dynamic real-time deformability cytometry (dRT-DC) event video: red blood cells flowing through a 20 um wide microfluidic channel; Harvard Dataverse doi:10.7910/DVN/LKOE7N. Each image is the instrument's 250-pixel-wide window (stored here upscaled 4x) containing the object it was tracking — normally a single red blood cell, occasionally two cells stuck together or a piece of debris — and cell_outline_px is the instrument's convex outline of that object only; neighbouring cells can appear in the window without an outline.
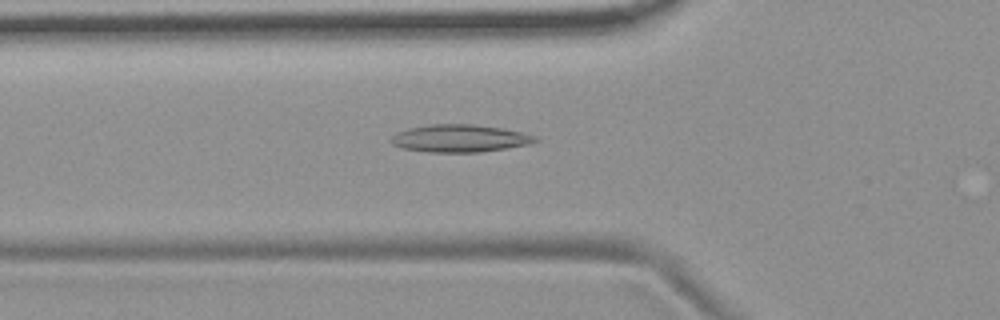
{"species": "common noctule bat (a hibernating species)", "species_latin": "Nyctalus noctula", "temperature_condition": "room temperature", "stored_images_in_passage": 33, "camera_frame_rate_fps": 3000, "um_per_image_px": 0.085, "animal": {"sex": "female", "body_mass_g": 19.9}, "frame": {"image": 1, "passage_image": 2, "time_ms": 0.333, "image_size_px": [1000, 320], "cell_outline_px": [[540, 140], [532, 144], [480, 152], [428, 152], [400, 148], [392, 144], [392, 136], [408, 128], [428, 124], [472, 124], [504, 128], [536, 136]], "centroid_in_image_um": [39.11, 11.76], "position_along_channel_um": 86.7, "area_um2": 23.18}}
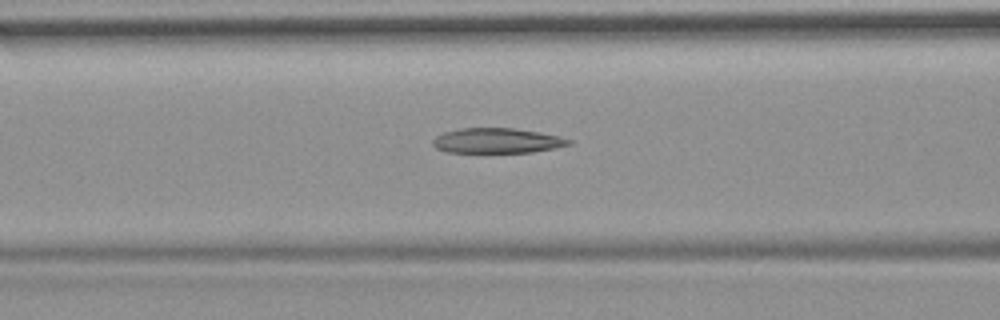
{"frame": {"image": 2, "passage_image": 5, "time_ms": 1.333, "image_size_px": [1000, 320], "cell_outline_px": [[572, 144], [556, 148], [532, 152], [448, 152], [436, 148], [432, 144], [432, 140], [436, 136], [444, 132], [460, 128], [512, 128], [540, 132], [560, 136], [572, 140]], "centroid_in_image_um": [42.27, 11.95], "position_along_channel_um": 124.3, "area_um2": 19.88}}
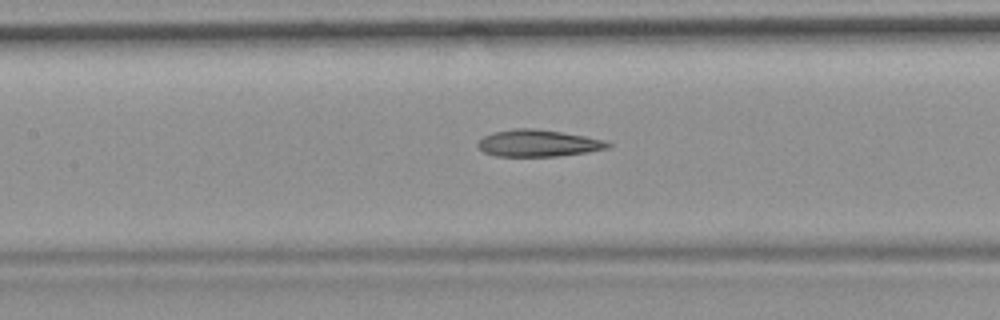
{"frame": {"image": 3, "passage_image": 8, "time_ms": 2.333, "image_size_px": [1000, 320], "cell_outline_px": [[612, 144], [608, 148], [588, 152], [560, 156], [496, 156], [484, 152], [476, 144], [484, 136], [492, 132], [512, 128], [536, 128], [584, 136], [604, 140]], "centroid_in_image_um": [45.73, 12.17], "position_along_channel_um": 161.7, "area_um2": 20.35}}